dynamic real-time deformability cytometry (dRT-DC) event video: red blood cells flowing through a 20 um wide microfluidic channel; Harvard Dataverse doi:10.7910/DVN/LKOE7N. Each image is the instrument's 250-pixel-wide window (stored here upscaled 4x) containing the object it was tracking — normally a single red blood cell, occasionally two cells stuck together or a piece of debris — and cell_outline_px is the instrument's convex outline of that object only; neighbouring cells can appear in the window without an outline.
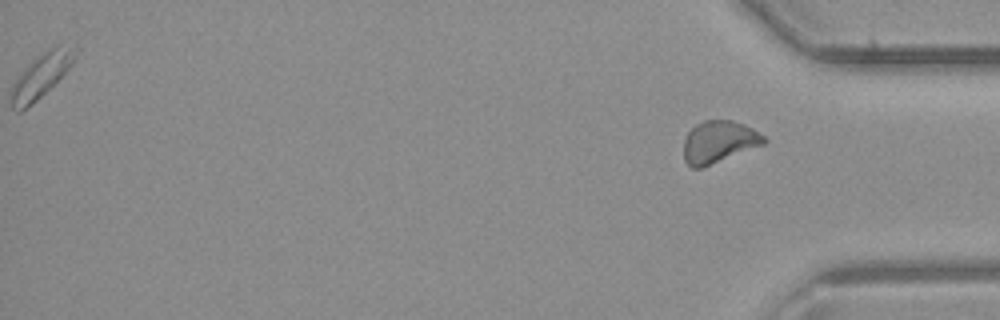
{"species": "common noctule bat (a hibernating species)", "species_latin": "Nyctalus noctula", "temperature_condition": "room temperature", "stored_images_in_passage": 26, "segment_of_instrument_passage": [2, 2], "camera_frame_rate_fps": 3000, "um_per_image_px": 0.085, "animal": {"sex": "male", "body_mass_g": 23.1, "forearm_length_mm": 52.7}, "frame": {"image": 1, "passage_image": 26, "time_ms": 8.333, "image_size_px": [1000, 320], "cell_outline_px": [[768, 140], [764, 144], [700, 168], [692, 168], [684, 160], [684, 140], [688, 132], [696, 124], [704, 120], [732, 120], [752, 128], [764, 136]], "centroid_in_image_um": [61.09, 12.05], "position_along_channel_um": 374.1, "area_um2": 19.42}}